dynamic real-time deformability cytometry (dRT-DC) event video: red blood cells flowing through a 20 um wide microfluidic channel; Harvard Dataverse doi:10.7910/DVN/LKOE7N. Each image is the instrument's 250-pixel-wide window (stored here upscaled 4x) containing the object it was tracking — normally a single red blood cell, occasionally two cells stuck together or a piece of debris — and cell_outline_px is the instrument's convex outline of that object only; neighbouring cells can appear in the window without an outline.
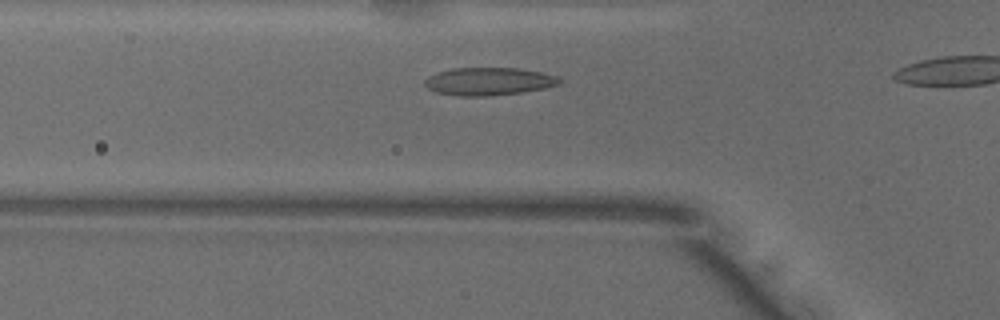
{"species": "common noctule bat (a hibernating species)", "species_latin": "Nyctalus noctula", "temperature_condition": "warm", "stored_images_in_passage": 8, "camera_frame_rate_fps": 3000, "um_per_image_px": 0.085, "animal": {"sex": "male", "body_mass_g": 18.8}, "frame": {"image": 1, "passage_image": 6, "time_ms": 1.667, "image_size_px": [1000, 320], "cell_outline_px": [[560, 84], [544, 88], [524, 92], [488, 96], [460, 96], [436, 92], [428, 88], [424, 84], [424, 80], [428, 76], [436, 72], [452, 68], [520, 68], [540, 72], [556, 76], [560, 80]], "centroid_in_image_um": [41.51, 6.92], "position_along_channel_um": 84.3, "area_um2": 21.85}}